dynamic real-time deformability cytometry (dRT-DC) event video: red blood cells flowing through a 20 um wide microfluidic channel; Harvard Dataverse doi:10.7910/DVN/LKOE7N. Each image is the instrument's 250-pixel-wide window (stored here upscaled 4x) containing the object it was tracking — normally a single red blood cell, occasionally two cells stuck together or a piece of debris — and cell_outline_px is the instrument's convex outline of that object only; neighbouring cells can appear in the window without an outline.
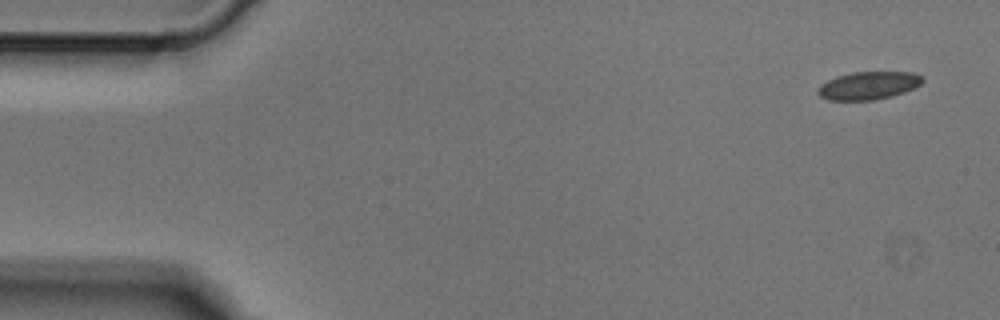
{"species": "Egyptian fruit bat (a non-hibernating species)", "species_latin": "Rousettus aegyptiacus", "temperature_condition": "cold", "stored_images_in_passage": 4, "camera_frame_rate_fps": 3000, "um_per_image_px": 0.085, "animal": {"sex": "male"}, "frame": {"image": 1, "passage_image": 1, "time_ms": 0.0, "image_size_px": [1000, 320], "cell_outline_px": [[924, 80], [920, 84], [904, 92], [892, 96], [876, 100], [828, 100], [820, 96], [816, 92], [816, 88], [820, 84], [836, 76], [852, 72], [912, 72], [920, 76]], "centroid_in_image_um": [73.76, 7.27], "position_along_channel_um": 11.2, "area_um2": 17.05}}
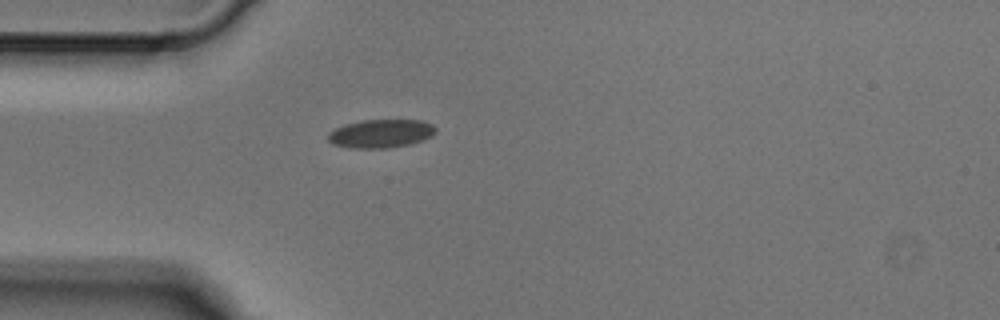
{"frame": {"image": 2, "passage_image": 4, "time_ms": 1.0, "image_size_px": [1000, 320], "cell_outline_px": [[436, 132], [432, 136], [408, 144], [388, 148], [348, 148], [332, 144], [328, 140], [328, 132], [344, 124], [364, 120], [420, 120], [432, 124], [436, 128]], "centroid_in_image_um": [32.34, 11.35], "position_along_channel_um": 52.7, "area_um2": 17.8}}